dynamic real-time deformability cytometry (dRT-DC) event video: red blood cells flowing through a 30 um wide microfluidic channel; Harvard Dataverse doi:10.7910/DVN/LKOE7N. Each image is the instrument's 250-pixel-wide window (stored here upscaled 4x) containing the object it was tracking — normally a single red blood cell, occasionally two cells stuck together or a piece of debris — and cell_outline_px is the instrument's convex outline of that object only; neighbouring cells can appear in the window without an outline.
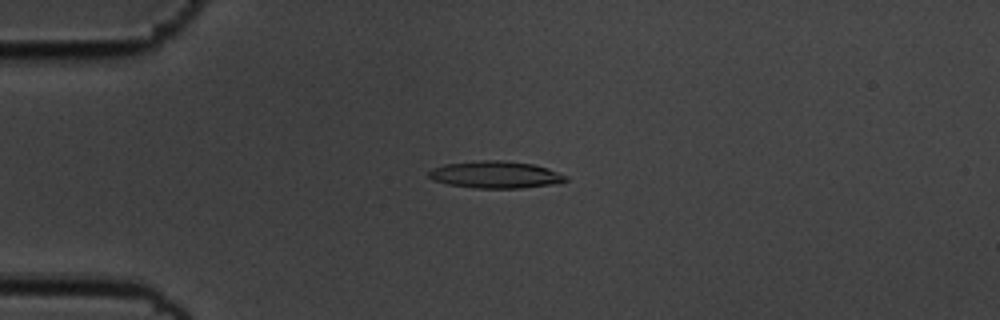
{"species": "common noctule bat (a hibernating species)", "species_latin": "Nyctalus noctula", "temperature_condition": "cold", "stored_images_in_passage": 56, "camera_frame_rate_fps": 3000, "um_per_image_px": 0.085, "animal": {"sex": "male", "body_mass_g": 19.5, "forearm_length_mm": 54.6}, "frame": {"image": 1, "passage_image": 14, "time_ms": 4.333, "image_size_px": [1000, 320], "cell_outline_px": [[568, 180], [560, 184], [520, 188], [476, 188], [448, 184], [432, 180], [428, 176], [428, 172], [432, 168], [444, 164], [480, 160], [500, 160], [532, 164], [548, 168], [568, 176]], "centroid_in_image_um": [42.14, 14.85], "position_along_channel_um": 42.9, "area_um2": 21.79}}
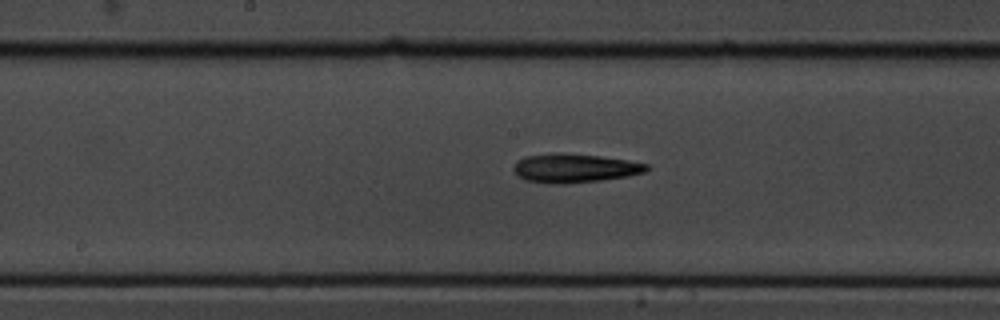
{"frame": {"image": 2, "passage_image": 29, "time_ms": 9.333, "image_size_px": [1000, 320], "cell_outline_px": [[652, 168], [644, 172], [628, 176], [600, 180], [560, 184], [524, 180], [512, 168], [524, 156], [552, 152], [556, 152], [600, 156], [628, 160], [648, 164]], "centroid_in_image_um": [48.88, 14.27], "position_along_channel_um": 199.3, "area_um2": 22.25}}
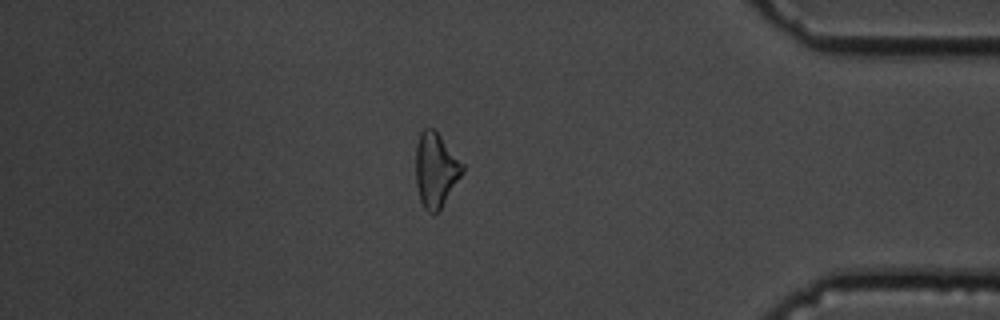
{"frame": {"image": 3, "passage_image": 48, "time_ms": 15.667, "image_size_px": [1000, 320], "cell_outline_px": [[464, 172], [440, 208], [432, 216], [424, 208], [420, 200], [416, 184], [416, 144], [420, 132], [424, 128], [432, 128], [440, 136], [464, 164]], "centroid_in_image_um": [37.03, 14.45], "position_along_channel_um": 398.2, "area_um2": 20.11}, "authors_computed_cell_mechanics": {"area_um2": 20.6057, "velocity_mm_per_s": 3.6259, "shape_relaxation_time_tau1_ms": 2.5801, "shape_relaxation_time_tau2_ms": null, "deformation_change_tau1": 0.1578, "deformation_change_tau2": null}}